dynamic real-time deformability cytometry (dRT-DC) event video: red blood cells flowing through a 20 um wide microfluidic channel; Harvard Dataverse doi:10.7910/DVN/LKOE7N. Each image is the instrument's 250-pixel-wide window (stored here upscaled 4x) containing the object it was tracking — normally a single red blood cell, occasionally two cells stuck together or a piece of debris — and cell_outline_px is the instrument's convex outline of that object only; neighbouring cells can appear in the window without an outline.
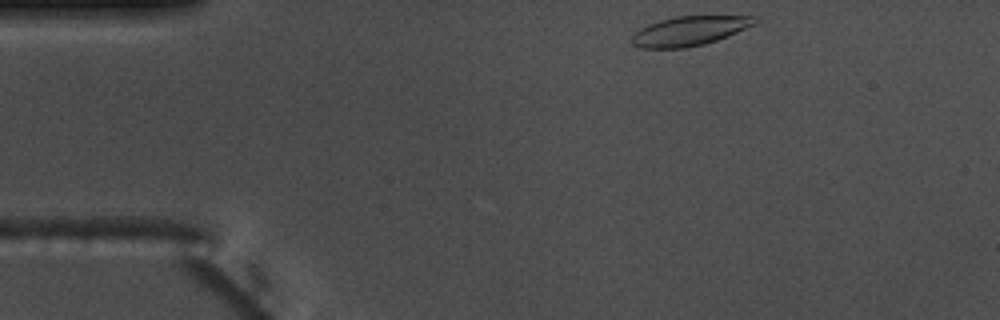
{"species": "common noctule bat (a hibernating species)", "species_latin": "Nyctalus noctula", "temperature_condition": "warm", "stored_images_in_passage": 39, "camera_frame_rate_fps": 3000, "um_per_image_px": 0.085, "animal": {"sex": "male", "body_mass_g": 17.5, "forearm_length_mm": 52.3}, "frame": {"image": 1, "passage_image": 1, "time_ms": 0.0, "image_size_px": [1000, 320], "cell_outline_px": [[756, 24], [728, 36], [704, 44], [684, 48], [644, 48], [632, 44], [632, 36], [640, 28], [648, 24], [660, 20], [676, 16], [756, 16]], "centroid_in_image_um": [58.61, 2.62], "position_along_channel_um": 26.4, "area_um2": 20.92}}
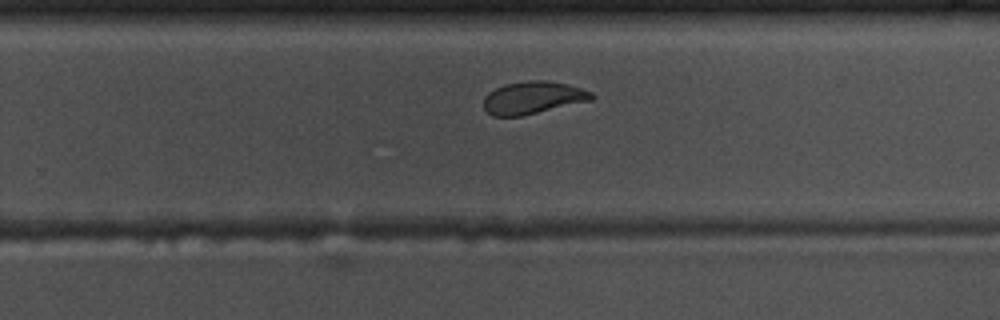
{"frame": {"image": 2, "passage_image": 27, "time_ms": 8.667, "image_size_px": [1000, 320], "cell_outline_px": [[596, 96], [592, 100], [520, 116], [492, 116], [484, 108], [484, 96], [488, 92], [504, 84], [528, 80], [548, 80], [568, 84], [592, 92]], "centroid_in_image_um": [45.3, 8.29], "position_along_channel_um": 284.5, "area_um2": 20.46}}
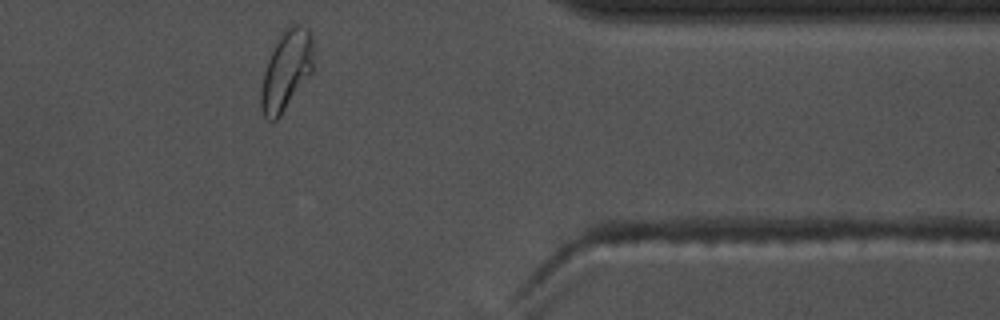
{"frame": {"image": 3, "passage_image": 37, "time_ms": 12.0, "image_size_px": [1000, 320], "cell_outline_px": [[312, 72], [280, 116], [276, 120], [268, 120], [264, 116], [260, 108], [260, 92], [264, 72], [268, 60], [280, 32], [292, 24], [300, 24], [308, 28], [312, 36]], "centroid_in_image_um": [24.32, 5.96], "position_along_channel_um": 387.1, "area_um2": 24.22}, "authors_computed_cell_mechanics": {"area_um2": 21.2704, "velocity_mm_per_s": 3.6681, "shape_relaxation_time_tau1_ms": 4.6724, "shape_relaxation_time_tau2_ms": 1.6949, "deformation_change_tau1": 0.1453, "deformation_change_tau2": 0.065}}